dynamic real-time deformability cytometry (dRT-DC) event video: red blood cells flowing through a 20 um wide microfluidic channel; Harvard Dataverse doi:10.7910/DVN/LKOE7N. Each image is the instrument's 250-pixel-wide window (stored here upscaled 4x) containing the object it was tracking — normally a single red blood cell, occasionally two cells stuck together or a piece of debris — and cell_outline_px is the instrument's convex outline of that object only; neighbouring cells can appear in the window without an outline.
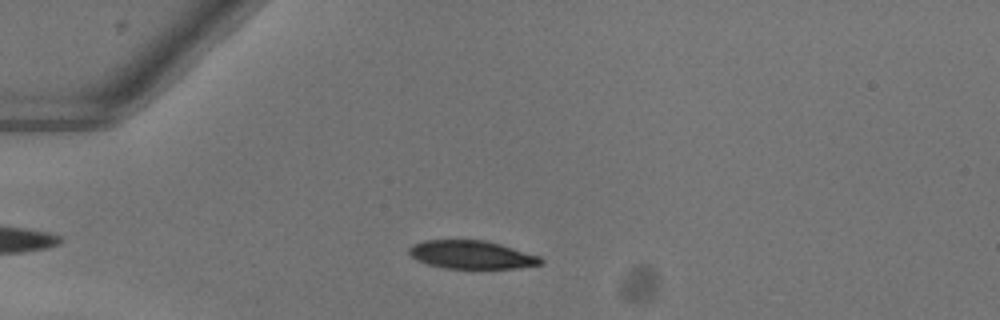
{"species": "common noctule bat (a hibernating species)", "species_latin": "Nyctalus noctula", "temperature_condition": "warm", "stored_images_in_passage": 42, "camera_frame_rate_fps": 3000, "um_per_image_px": 0.085, "animal": {"sex": "female"}, "frame": {"image": 1, "passage_image": 9, "time_ms": 2.667, "image_size_px": [1000, 320], "cell_outline_px": [[544, 260], [540, 264], [516, 268], [444, 268], [428, 264], [416, 260], [408, 252], [408, 248], [412, 244], [424, 240], [484, 240], [500, 244], [540, 256]], "centroid_in_image_um": [40.05, 21.64], "position_along_channel_um": 44.9, "area_um2": 21.56}}
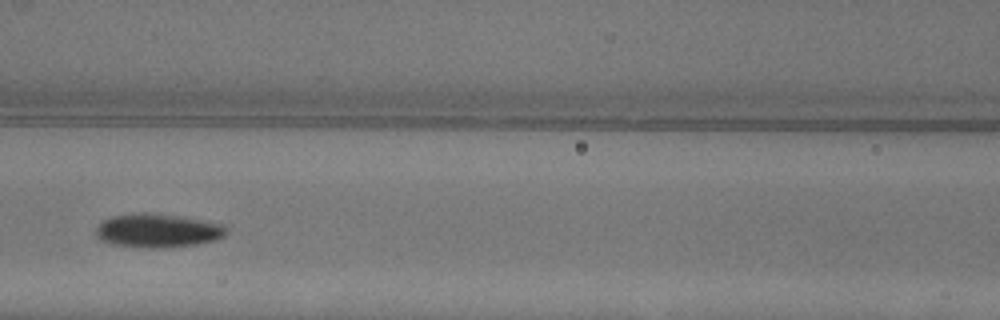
{"frame": {"image": 2, "passage_image": 19, "time_ms": 6.0, "image_size_px": [1000, 320], "cell_outline_px": [[228, 232], [224, 236], [216, 240], [196, 244], [164, 248], [148, 248], [112, 244], [100, 240], [96, 236], [96, 228], [104, 220], [112, 216], [140, 212], [144, 212], [180, 216], [224, 224], [228, 228]], "centroid_in_image_um": [13.43, 19.6], "position_along_channel_um": 153.2, "area_um2": 25.78}}
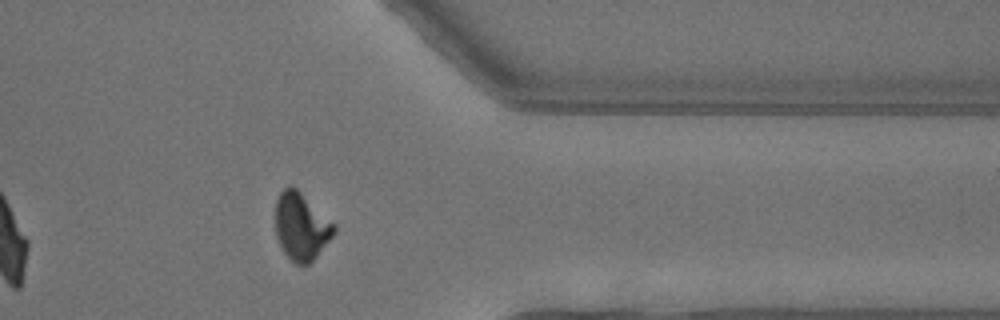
{"frame": {"image": 3, "passage_image": 37, "time_ms": 12.0, "image_size_px": [1000, 320], "cell_outline_px": [[336, 232], [316, 256], [308, 264], [296, 264], [284, 252], [276, 236], [276, 200], [280, 192], [288, 184], [292, 184], [336, 224]], "centroid_in_image_um": [25.61, 19.21], "position_along_channel_um": 385.8, "area_um2": 22.95}, "authors_computed_cell_mechanics": {"area_um2": 23.6113, "velocity_mm_per_s": 4.0595, "shape_relaxation_time_tau1_ms": 2.7482, "shape_relaxation_time_tau2_ms": null, "deformation_change_tau1": 0.1502, "deformation_change_tau2": null}}